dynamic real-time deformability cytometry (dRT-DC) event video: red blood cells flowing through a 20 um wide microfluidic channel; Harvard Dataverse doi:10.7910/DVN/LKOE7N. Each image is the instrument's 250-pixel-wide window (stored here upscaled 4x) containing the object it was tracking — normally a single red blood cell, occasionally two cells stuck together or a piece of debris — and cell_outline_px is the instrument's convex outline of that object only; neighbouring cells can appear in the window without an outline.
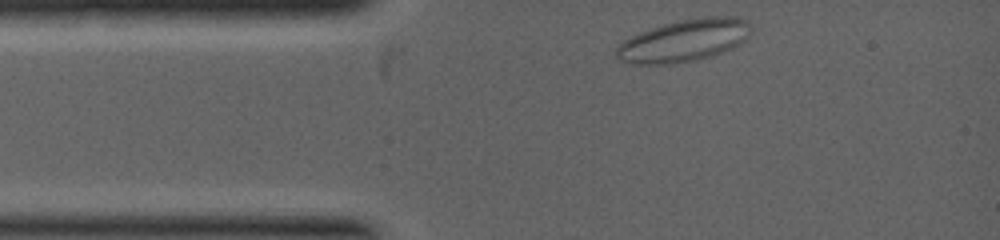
{"species": "common noctule bat (a hibernating species)", "species_latin": "Nyctalus noctula", "temperature_condition": "warm", "stored_images_in_passage": 14, "camera_frame_rate_fps": 5000, "um_per_image_px": 0.085, "animal": {"sex": "female", "body_mass_g": 19.0, "forearm_length_mm": 53.3}, "frame": {"image": 1, "passage_image": 1, "time_ms": 0.0, "image_size_px": [1000, 240], "cell_outline_px": [[752, 32], [744, 40], [732, 48], [712, 56], [696, 60], [672, 64], [632, 64], [620, 60], [616, 56], [616, 48], [624, 40], [640, 32], [664, 24], [680, 20], [704, 16], [736, 16], [748, 20], [752, 28]], "centroid_in_image_um": [58.18, 3.44], "position_along_channel_um": 26.8, "area_um2": 33.23}}
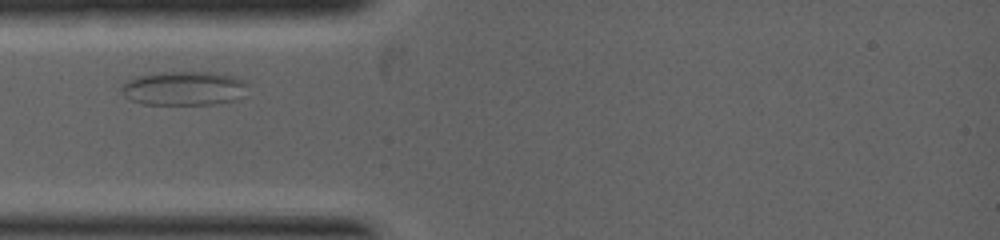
{"frame": {"image": 2, "passage_image": 9, "time_ms": 1.0, "image_size_px": [1000, 240], "cell_outline_px": [[244, 96], [236, 100], [212, 104], [144, 104], [132, 100], [124, 96], [120, 92], [120, 88], [128, 80], [136, 76], [160, 72], [212, 72], [232, 76], [244, 80]], "centroid_in_image_um": [15.6, 7.51], "position_along_channel_um": 69.4, "area_um2": 24.97}}
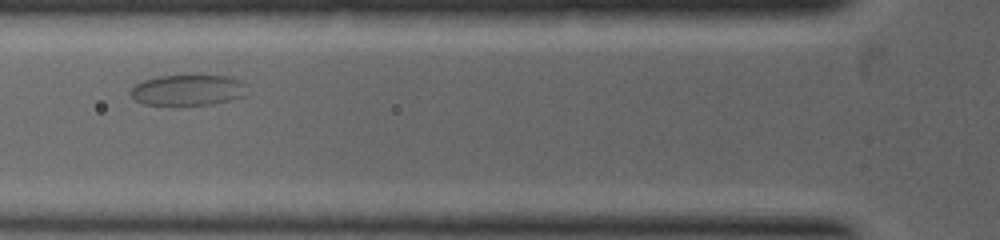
{"frame": {"image": 3, "passage_image": 13, "time_ms": 1.6, "image_size_px": [1000, 240], "cell_outline_px": [[248, 84], [244, 96], [212, 104], [184, 108], [144, 104], [136, 100], [128, 92], [136, 84], [144, 80], [156, 76], [228, 76], [240, 80]], "centroid_in_image_um": [15.95, 7.7], "position_along_channel_um": 109.8, "area_um2": 21.62}}